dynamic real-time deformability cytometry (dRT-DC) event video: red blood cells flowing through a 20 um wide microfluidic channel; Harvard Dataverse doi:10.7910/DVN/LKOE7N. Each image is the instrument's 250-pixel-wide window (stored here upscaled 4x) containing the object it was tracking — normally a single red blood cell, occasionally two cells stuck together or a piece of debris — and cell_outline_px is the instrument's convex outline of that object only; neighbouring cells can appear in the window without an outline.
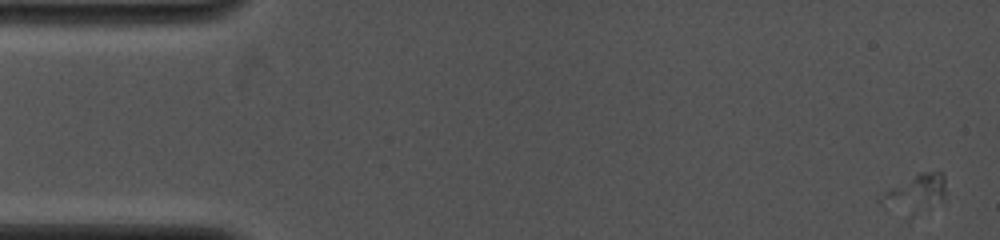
{"species": "common noctule bat (a hibernating species)", "species_latin": "Nyctalus noctula", "temperature_condition": "cold", "stored_images_in_passage": 6, "camera_frame_rate_fps": 4000, "um_per_image_px": 0.085, "animal": {"sex": "female", "body_mass_g": 19.0, "forearm_length_mm": 53.3}, "frame": {"image": 1, "passage_image": 1, "time_ms": 0.0, "image_size_px": [1000, 240], "cell_outline_px": [[944, 200], [928, 208], [912, 212], [884, 208], [876, 200], [884, 192], [920, 172], [944, 172]], "centroid_in_image_um": [77.79, 16.39], "position_along_channel_um": 7.2, "area_um2": 13.64}}
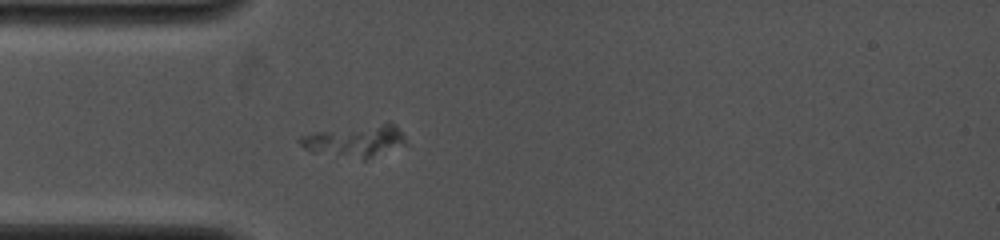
{"frame": {"image": 2, "passage_image": 6, "time_ms": 4.25, "image_size_px": [1000, 240], "cell_outline_px": [[408, 144], [364, 160], [336, 156], [312, 152], [304, 148], [296, 140], [300, 136], [316, 132], [388, 120], [396, 124], [404, 136]], "centroid_in_image_um": [30.23, 11.95], "position_along_channel_um": 54.8, "area_um2": 20.35}}